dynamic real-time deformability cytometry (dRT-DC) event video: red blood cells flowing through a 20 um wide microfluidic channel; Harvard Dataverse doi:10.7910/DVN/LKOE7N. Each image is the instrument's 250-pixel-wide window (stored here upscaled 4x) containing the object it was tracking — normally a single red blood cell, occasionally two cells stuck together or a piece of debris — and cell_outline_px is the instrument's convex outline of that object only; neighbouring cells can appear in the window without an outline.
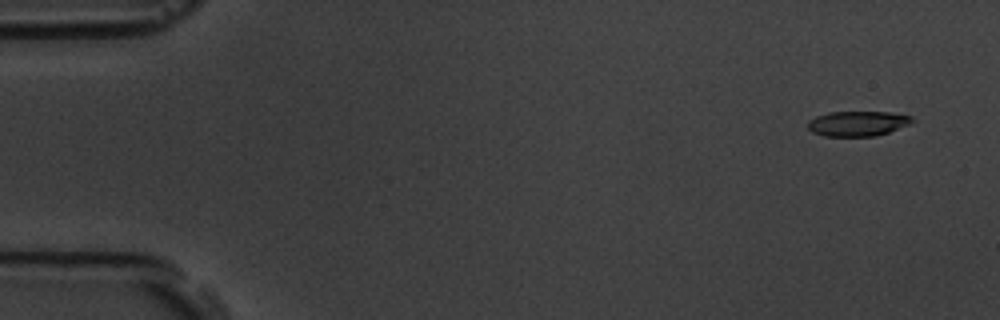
{"species": "common noctule bat (a hibernating species)", "species_latin": "Nyctalus noctula", "temperature_condition": "room temperature", "stored_images_in_passage": 4, "camera_frame_rate_fps": 3000, "um_per_image_px": 0.085, "animal": {"sex": "male", "body_mass_g": 19.5, "forearm_length_mm": 54.6}, "frame": {"image": 1, "passage_image": 1, "time_ms": 0.0, "image_size_px": [1000, 320], "cell_outline_px": [[912, 120], [908, 124], [888, 132], [876, 136], [824, 136], [812, 132], [808, 128], [808, 120], [816, 116], [828, 112], [888, 112], [912, 116]], "centroid_in_image_um": [72.84, 10.5], "position_along_channel_um": 12.2, "area_um2": 15.09}}